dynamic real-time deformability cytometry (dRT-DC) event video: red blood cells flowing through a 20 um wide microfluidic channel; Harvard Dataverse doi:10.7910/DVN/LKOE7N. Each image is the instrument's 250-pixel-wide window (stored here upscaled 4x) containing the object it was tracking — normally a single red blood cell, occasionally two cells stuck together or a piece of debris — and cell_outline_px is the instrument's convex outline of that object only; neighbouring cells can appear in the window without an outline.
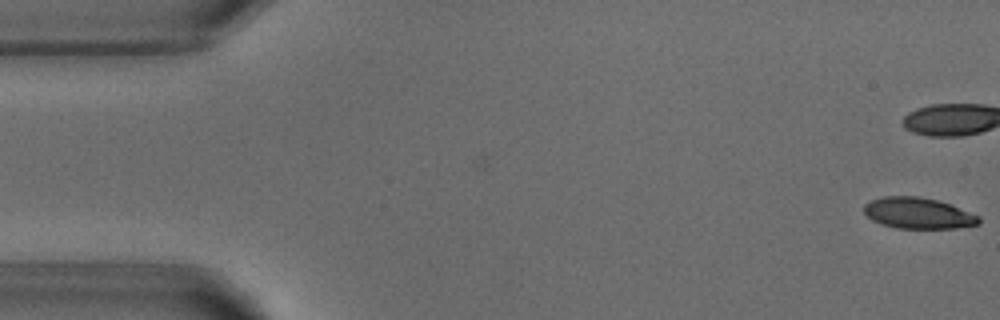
{"species": "common noctule bat (a hibernating species)", "species_latin": "Nyctalus noctula", "temperature_condition": "warm", "stored_images_in_passage": 45, "camera_frame_rate_fps": 3000, "um_per_image_px": 0.085, "animal": {"sex": "male", "body_mass_g": 18.8}, "frame": {"image": 1, "passage_image": 1, "time_ms": 0.0, "image_size_px": [1000, 320], "cell_outline_px": [[980, 224], [956, 228], [896, 228], [872, 220], [864, 212], [864, 204], [868, 200], [884, 196], [920, 196], [940, 200], [980, 216]], "centroid_in_image_um": [78.05, 18.1], "position_along_channel_um": 7.0, "area_um2": 20.92}, "authors_computed_cell_mechanics": {"area_um2": 23.3512, "velocity_mm_per_s": 3.8271, "shape_relaxation_time_tau1_ms": 5.7165, "shape_relaxation_time_tau2_ms": 3.1981, "deformation_change_tau1": 0.1818, "deformation_change_tau2": 0.1159}}